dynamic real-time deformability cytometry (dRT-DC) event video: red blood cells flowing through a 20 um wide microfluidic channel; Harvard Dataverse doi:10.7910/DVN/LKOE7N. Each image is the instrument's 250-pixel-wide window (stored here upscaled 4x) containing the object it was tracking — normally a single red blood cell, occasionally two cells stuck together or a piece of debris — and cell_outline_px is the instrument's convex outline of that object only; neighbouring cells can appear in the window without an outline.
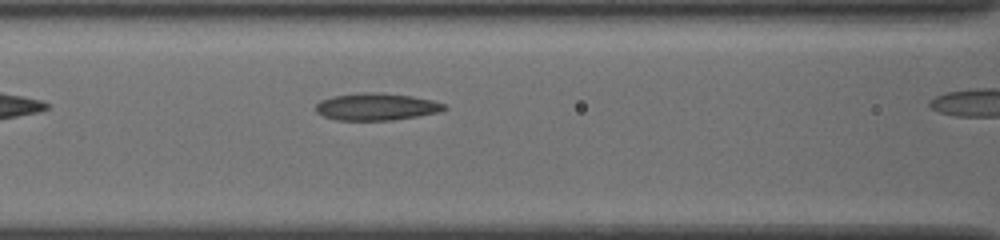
{"species": "common noctule bat (a hibernating species)", "species_latin": "Nyctalus noctula", "temperature_condition": "cold", "stored_images_in_passage": 7, "camera_frame_rate_fps": 3000, "um_per_image_px": 0.085, "animal": {"sex": "female", "body_mass_g": 19.5, "forearm_length_mm": 54.1}, "frame": {"image": 1, "passage_image": 6, "time_ms": 1.667, "image_size_px": [1000, 240], "cell_outline_px": [[448, 108], [436, 112], [416, 116], [392, 120], [336, 120], [324, 116], [316, 112], [316, 104], [320, 100], [332, 96], [360, 92], [384, 92], [412, 96], [432, 100], [444, 104]], "centroid_in_image_um": [31.95, 9.06], "position_along_channel_um": 134.6, "area_um2": 20.35}}